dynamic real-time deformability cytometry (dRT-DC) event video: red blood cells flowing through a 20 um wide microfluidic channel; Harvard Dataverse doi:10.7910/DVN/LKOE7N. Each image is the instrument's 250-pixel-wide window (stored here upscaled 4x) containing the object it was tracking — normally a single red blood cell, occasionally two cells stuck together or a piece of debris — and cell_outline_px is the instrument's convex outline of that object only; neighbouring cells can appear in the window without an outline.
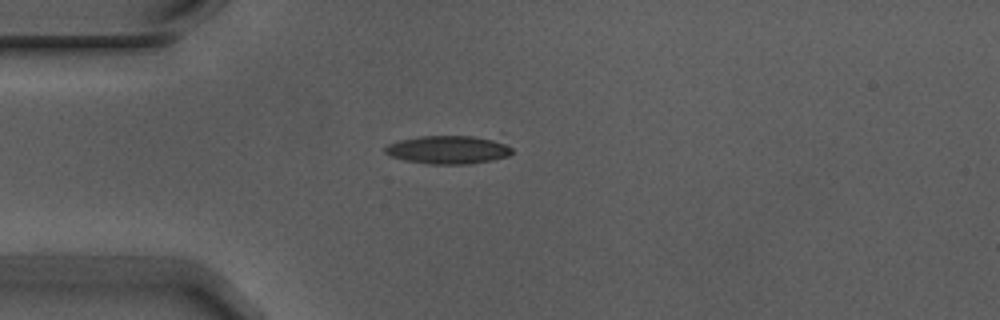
{"species": "Egyptian fruit bat (a non-hibernating species)", "species_latin": "Rousettus aegyptiacus", "temperature_condition": "warm", "stored_images_in_passage": 3, "camera_frame_rate_fps": 3000, "um_per_image_px": 0.085, "animal": {"sex": "male"}, "frame": {"image": 1, "passage_image": 1, "time_ms": 0.0, "image_size_px": [1000, 320], "cell_outline_px": [[512, 152], [508, 156], [492, 160], [468, 164], [432, 164], [404, 160], [392, 156], [384, 152], [384, 148], [388, 144], [400, 140], [420, 136], [472, 136], [492, 140], [504, 144], [512, 148]], "centroid_in_image_um": [38.06, 12.73], "position_along_channel_um": 46.9, "area_um2": 20.58}}
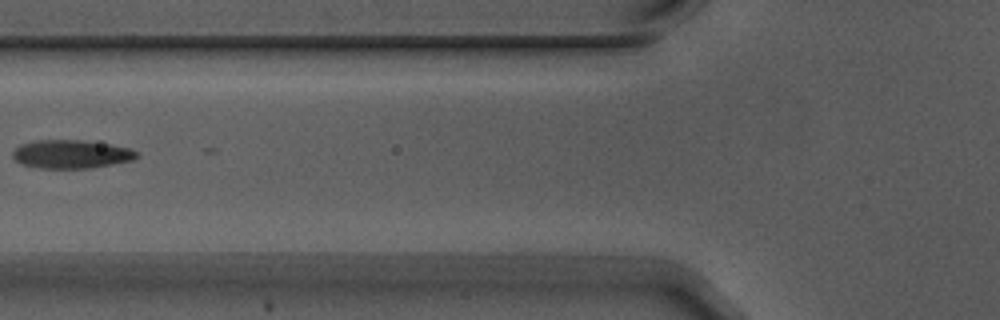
{"frame": {"image": 2, "passage_image": 3, "time_ms": 0.667, "image_size_px": [1000, 320], "cell_outline_px": [[140, 156], [132, 160], [92, 168], [40, 168], [20, 164], [12, 156], [12, 152], [20, 144], [32, 140], [80, 140], [108, 144], [128, 148], [140, 152]], "centroid_in_image_um": [6.04, 13.1], "position_along_channel_um": 119.8, "area_um2": 20.63}}